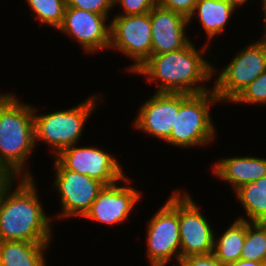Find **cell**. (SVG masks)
<instances>
[{"label": "cell", "mask_w": 266, "mask_h": 266, "mask_svg": "<svg viewBox=\"0 0 266 266\" xmlns=\"http://www.w3.org/2000/svg\"><path fill=\"white\" fill-rule=\"evenodd\" d=\"M197 49L192 40L183 48L151 56L133 73L156 83L159 93L199 94L213 89L206 86L213 79V64L204 58L210 48ZM203 83V84H202ZM205 84V85H204Z\"/></svg>", "instance_id": "cell-1"}, {"label": "cell", "mask_w": 266, "mask_h": 266, "mask_svg": "<svg viewBox=\"0 0 266 266\" xmlns=\"http://www.w3.org/2000/svg\"><path fill=\"white\" fill-rule=\"evenodd\" d=\"M35 182L34 177L16 178L3 192L0 198V241L51 243L53 240L51 222L54 219L42 207Z\"/></svg>", "instance_id": "cell-2"}, {"label": "cell", "mask_w": 266, "mask_h": 266, "mask_svg": "<svg viewBox=\"0 0 266 266\" xmlns=\"http://www.w3.org/2000/svg\"><path fill=\"white\" fill-rule=\"evenodd\" d=\"M18 99L14 93H0V168L15 178H33L26 163L36 147L34 106Z\"/></svg>", "instance_id": "cell-3"}, {"label": "cell", "mask_w": 266, "mask_h": 266, "mask_svg": "<svg viewBox=\"0 0 266 266\" xmlns=\"http://www.w3.org/2000/svg\"><path fill=\"white\" fill-rule=\"evenodd\" d=\"M101 98L104 99L100 97L99 92H95L77 106L44 114H38V107L34 106L35 146L43 142L51 147V152L56 156L61 150L79 144L85 123H88V118L98 109V104L102 102Z\"/></svg>", "instance_id": "cell-4"}, {"label": "cell", "mask_w": 266, "mask_h": 266, "mask_svg": "<svg viewBox=\"0 0 266 266\" xmlns=\"http://www.w3.org/2000/svg\"><path fill=\"white\" fill-rule=\"evenodd\" d=\"M215 103L220 102L213 89L199 94L180 93L175 124L164 143L184 149L210 145L217 133L210 113Z\"/></svg>", "instance_id": "cell-5"}, {"label": "cell", "mask_w": 266, "mask_h": 266, "mask_svg": "<svg viewBox=\"0 0 266 266\" xmlns=\"http://www.w3.org/2000/svg\"><path fill=\"white\" fill-rule=\"evenodd\" d=\"M147 222L146 246L150 266H167L174 258L179 263V190H174Z\"/></svg>", "instance_id": "cell-6"}, {"label": "cell", "mask_w": 266, "mask_h": 266, "mask_svg": "<svg viewBox=\"0 0 266 266\" xmlns=\"http://www.w3.org/2000/svg\"><path fill=\"white\" fill-rule=\"evenodd\" d=\"M227 66L216 72L213 66V90L220 103L229 104L241 91L266 70V43L250 41L239 52H236Z\"/></svg>", "instance_id": "cell-7"}, {"label": "cell", "mask_w": 266, "mask_h": 266, "mask_svg": "<svg viewBox=\"0 0 266 266\" xmlns=\"http://www.w3.org/2000/svg\"><path fill=\"white\" fill-rule=\"evenodd\" d=\"M110 19L109 49L119 51L134 61L132 65L125 67L128 73L133 74L151 56L150 12L140 15H114Z\"/></svg>", "instance_id": "cell-8"}, {"label": "cell", "mask_w": 266, "mask_h": 266, "mask_svg": "<svg viewBox=\"0 0 266 266\" xmlns=\"http://www.w3.org/2000/svg\"><path fill=\"white\" fill-rule=\"evenodd\" d=\"M53 160L56 173L52 187L58 191L61 208L53 219L84 217L105 185L85 174L65 169L55 158Z\"/></svg>", "instance_id": "cell-9"}, {"label": "cell", "mask_w": 266, "mask_h": 266, "mask_svg": "<svg viewBox=\"0 0 266 266\" xmlns=\"http://www.w3.org/2000/svg\"><path fill=\"white\" fill-rule=\"evenodd\" d=\"M65 169L85 174L96 179L105 186L123 179L126 174L115 155L101 147L72 145L53 156Z\"/></svg>", "instance_id": "cell-10"}, {"label": "cell", "mask_w": 266, "mask_h": 266, "mask_svg": "<svg viewBox=\"0 0 266 266\" xmlns=\"http://www.w3.org/2000/svg\"><path fill=\"white\" fill-rule=\"evenodd\" d=\"M209 223L192 196L179 189L181 258L213 253L216 233Z\"/></svg>", "instance_id": "cell-11"}, {"label": "cell", "mask_w": 266, "mask_h": 266, "mask_svg": "<svg viewBox=\"0 0 266 266\" xmlns=\"http://www.w3.org/2000/svg\"><path fill=\"white\" fill-rule=\"evenodd\" d=\"M109 18V15L66 7L63 23L57 30L73 41L76 40L84 53L103 52L109 50L110 46L111 19Z\"/></svg>", "instance_id": "cell-12"}, {"label": "cell", "mask_w": 266, "mask_h": 266, "mask_svg": "<svg viewBox=\"0 0 266 266\" xmlns=\"http://www.w3.org/2000/svg\"><path fill=\"white\" fill-rule=\"evenodd\" d=\"M127 177L115 184L104 186L83 219L112 226L127 221L143 194L130 186L132 180Z\"/></svg>", "instance_id": "cell-13"}, {"label": "cell", "mask_w": 266, "mask_h": 266, "mask_svg": "<svg viewBox=\"0 0 266 266\" xmlns=\"http://www.w3.org/2000/svg\"><path fill=\"white\" fill-rule=\"evenodd\" d=\"M179 107L180 93L155 92L139 106L132 126L164 142L171 135Z\"/></svg>", "instance_id": "cell-14"}, {"label": "cell", "mask_w": 266, "mask_h": 266, "mask_svg": "<svg viewBox=\"0 0 266 266\" xmlns=\"http://www.w3.org/2000/svg\"><path fill=\"white\" fill-rule=\"evenodd\" d=\"M152 28L151 54H163L185 47L191 39L186 29L188 18L156 4L150 11Z\"/></svg>", "instance_id": "cell-15"}, {"label": "cell", "mask_w": 266, "mask_h": 266, "mask_svg": "<svg viewBox=\"0 0 266 266\" xmlns=\"http://www.w3.org/2000/svg\"><path fill=\"white\" fill-rule=\"evenodd\" d=\"M212 174L230 184L233 192L240 186L266 176V158L236 156L222 158L212 164Z\"/></svg>", "instance_id": "cell-16"}, {"label": "cell", "mask_w": 266, "mask_h": 266, "mask_svg": "<svg viewBox=\"0 0 266 266\" xmlns=\"http://www.w3.org/2000/svg\"><path fill=\"white\" fill-rule=\"evenodd\" d=\"M239 7L233 0H197L188 23L191 24L198 15L197 18L206 33V45L210 46V41L225 31L232 14L235 15L234 12Z\"/></svg>", "instance_id": "cell-17"}, {"label": "cell", "mask_w": 266, "mask_h": 266, "mask_svg": "<svg viewBox=\"0 0 266 266\" xmlns=\"http://www.w3.org/2000/svg\"><path fill=\"white\" fill-rule=\"evenodd\" d=\"M50 243L0 241V266H46Z\"/></svg>", "instance_id": "cell-18"}, {"label": "cell", "mask_w": 266, "mask_h": 266, "mask_svg": "<svg viewBox=\"0 0 266 266\" xmlns=\"http://www.w3.org/2000/svg\"><path fill=\"white\" fill-rule=\"evenodd\" d=\"M234 194L246 216H238L237 219L248 222L266 221V176L238 187Z\"/></svg>", "instance_id": "cell-19"}, {"label": "cell", "mask_w": 266, "mask_h": 266, "mask_svg": "<svg viewBox=\"0 0 266 266\" xmlns=\"http://www.w3.org/2000/svg\"><path fill=\"white\" fill-rule=\"evenodd\" d=\"M246 237V221L234 219V222L222 232L214 235L213 254L222 264L240 259Z\"/></svg>", "instance_id": "cell-20"}, {"label": "cell", "mask_w": 266, "mask_h": 266, "mask_svg": "<svg viewBox=\"0 0 266 266\" xmlns=\"http://www.w3.org/2000/svg\"><path fill=\"white\" fill-rule=\"evenodd\" d=\"M240 258L266 262V223L246 221V237Z\"/></svg>", "instance_id": "cell-21"}, {"label": "cell", "mask_w": 266, "mask_h": 266, "mask_svg": "<svg viewBox=\"0 0 266 266\" xmlns=\"http://www.w3.org/2000/svg\"><path fill=\"white\" fill-rule=\"evenodd\" d=\"M41 25L58 29L64 20L66 0H25Z\"/></svg>", "instance_id": "cell-22"}, {"label": "cell", "mask_w": 266, "mask_h": 266, "mask_svg": "<svg viewBox=\"0 0 266 266\" xmlns=\"http://www.w3.org/2000/svg\"><path fill=\"white\" fill-rule=\"evenodd\" d=\"M232 104H259L266 107V70L246 86Z\"/></svg>", "instance_id": "cell-23"}, {"label": "cell", "mask_w": 266, "mask_h": 266, "mask_svg": "<svg viewBox=\"0 0 266 266\" xmlns=\"http://www.w3.org/2000/svg\"><path fill=\"white\" fill-rule=\"evenodd\" d=\"M67 7L93 12L101 15L112 14L114 0H66Z\"/></svg>", "instance_id": "cell-24"}, {"label": "cell", "mask_w": 266, "mask_h": 266, "mask_svg": "<svg viewBox=\"0 0 266 266\" xmlns=\"http://www.w3.org/2000/svg\"><path fill=\"white\" fill-rule=\"evenodd\" d=\"M157 4V0H114V7L122 8L116 15H140L149 13Z\"/></svg>", "instance_id": "cell-25"}, {"label": "cell", "mask_w": 266, "mask_h": 266, "mask_svg": "<svg viewBox=\"0 0 266 266\" xmlns=\"http://www.w3.org/2000/svg\"><path fill=\"white\" fill-rule=\"evenodd\" d=\"M197 0H157V4L189 18L193 13Z\"/></svg>", "instance_id": "cell-26"}, {"label": "cell", "mask_w": 266, "mask_h": 266, "mask_svg": "<svg viewBox=\"0 0 266 266\" xmlns=\"http://www.w3.org/2000/svg\"><path fill=\"white\" fill-rule=\"evenodd\" d=\"M179 266H225L220 261H218L214 254L207 255H192L184 258H180ZM177 265V266H178Z\"/></svg>", "instance_id": "cell-27"}, {"label": "cell", "mask_w": 266, "mask_h": 266, "mask_svg": "<svg viewBox=\"0 0 266 266\" xmlns=\"http://www.w3.org/2000/svg\"><path fill=\"white\" fill-rule=\"evenodd\" d=\"M16 178L7 170L0 168V187H8Z\"/></svg>", "instance_id": "cell-28"}, {"label": "cell", "mask_w": 266, "mask_h": 266, "mask_svg": "<svg viewBox=\"0 0 266 266\" xmlns=\"http://www.w3.org/2000/svg\"><path fill=\"white\" fill-rule=\"evenodd\" d=\"M225 266H266V262L248 261L240 258L239 260L225 264Z\"/></svg>", "instance_id": "cell-29"}, {"label": "cell", "mask_w": 266, "mask_h": 266, "mask_svg": "<svg viewBox=\"0 0 266 266\" xmlns=\"http://www.w3.org/2000/svg\"><path fill=\"white\" fill-rule=\"evenodd\" d=\"M260 1H261L260 3L263 5V7L261 9H262V13L264 14L263 15V17H264V21H263L264 33H263L262 37H260L258 39V41L266 43V0H260Z\"/></svg>", "instance_id": "cell-30"}, {"label": "cell", "mask_w": 266, "mask_h": 266, "mask_svg": "<svg viewBox=\"0 0 266 266\" xmlns=\"http://www.w3.org/2000/svg\"><path fill=\"white\" fill-rule=\"evenodd\" d=\"M235 1L240 7H243V5L246 4V2H249V0H233Z\"/></svg>", "instance_id": "cell-31"}, {"label": "cell", "mask_w": 266, "mask_h": 266, "mask_svg": "<svg viewBox=\"0 0 266 266\" xmlns=\"http://www.w3.org/2000/svg\"><path fill=\"white\" fill-rule=\"evenodd\" d=\"M7 187H0V198Z\"/></svg>", "instance_id": "cell-32"}]
</instances>
